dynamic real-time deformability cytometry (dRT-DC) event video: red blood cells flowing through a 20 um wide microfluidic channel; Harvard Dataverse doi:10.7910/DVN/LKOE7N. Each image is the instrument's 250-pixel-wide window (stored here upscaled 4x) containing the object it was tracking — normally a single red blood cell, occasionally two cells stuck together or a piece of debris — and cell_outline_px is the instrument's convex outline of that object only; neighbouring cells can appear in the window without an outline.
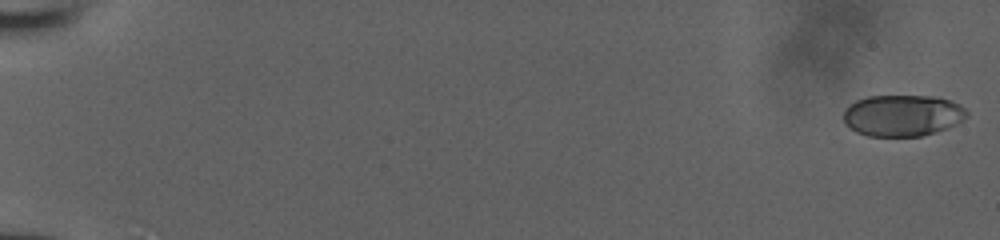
{"species": "human", "species_latin": "Homo sapiens", "temperature_condition": "room temperature", "stored_images_in_passage": 20, "camera_frame_rate_fps": 3000, "um_per_image_px": 0.085, "donor": {"sex": "male"}, "frame": {"image": 1, "passage_image": 1, "time_ms": 0.0, "image_size_px": [1000, 240], "cell_outline_px": [[968, 116], [964, 120], [948, 128], [920, 136], [868, 136], [856, 132], [844, 120], [844, 112], [856, 100], [868, 96], [936, 96], [960, 104], [968, 112]], "centroid_in_image_um": [76.76, 9.81], "position_along_channel_um": 8.2, "area_um2": 29.65}}
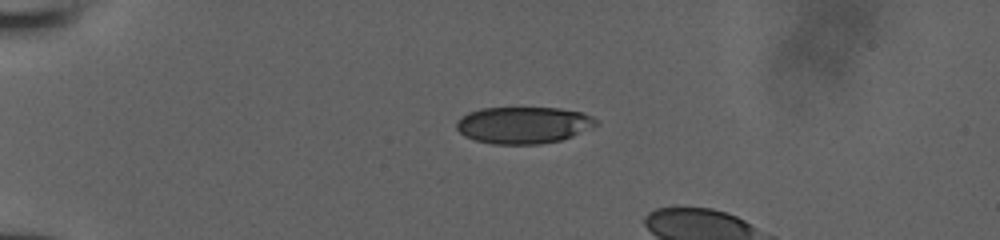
{"frame": {"image": 2, "passage_image": 15, "time_ms": 4.667, "image_size_px": [1000, 240], "cell_outline_px": [[600, 124], [592, 128], [572, 136], [560, 140], [540, 144], [492, 144], [476, 140], [464, 136], [456, 128], [456, 120], [460, 116], [468, 112], [480, 108], [560, 108], [580, 112], [592, 116]], "centroid_in_image_um": [44.47, 10.63], "position_along_channel_um": 40.5, "area_um2": 30.11}}